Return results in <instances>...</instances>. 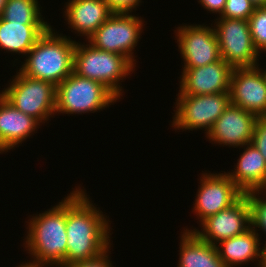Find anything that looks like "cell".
<instances>
[{
  "instance_id": "25",
  "label": "cell",
  "mask_w": 266,
  "mask_h": 267,
  "mask_svg": "<svg viewBox=\"0 0 266 267\" xmlns=\"http://www.w3.org/2000/svg\"><path fill=\"white\" fill-rule=\"evenodd\" d=\"M255 6L250 0H226L221 18L248 20Z\"/></svg>"
},
{
  "instance_id": "29",
  "label": "cell",
  "mask_w": 266,
  "mask_h": 267,
  "mask_svg": "<svg viewBox=\"0 0 266 267\" xmlns=\"http://www.w3.org/2000/svg\"><path fill=\"white\" fill-rule=\"evenodd\" d=\"M198 2L208 11H212V13L216 12V14L218 12L220 14L219 16H221L226 4V0H199Z\"/></svg>"
},
{
  "instance_id": "12",
  "label": "cell",
  "mask_w": 266,
  "mask_h": 267,
  "mask_svg": "<svg viewBox=\"0 0 266 267\" xmlns=\"http://www.w3.org/2000/svg\"><path fill=\"white\" fill-rule=\"evenodd\" d=\"M177 28V44L184 68H197L221 59L214 27L183 25Z\"/></svg>"
},
{
  "instance_id": "10",
  "label": "cell",
  "mask_w": 266,
  "mask_h": 267,
  "mask_svg": "<svg viewBox=\"0 0 266 267\" xmlns=\"http://www.w3.org/2000/svg\"><path fill=\"white\" fill-rule=\"evenodd\" d=\"M201 177L193 207L198 219H201L200 223L209 216L229 208L244 195L226 172L204 173Z\"/></svg>"
},
{
  "instance_id": "20",
  "label": "cell",
  "mask_w": 266,
  "mask_h": 267,
  "mask_svg": "<svg viewBox=\"0 0 266 267\" xmlns=\"http://www.w3.org/2000/svg\"><path fill=\"white\" fill-rule=\"evenodd\" d=\"M49 27L48 23H17L0 17V47L6 52L27 55Z\"/></svg>"
},
{
  "instance_id": "24",
  "label": "cell",
  "mask_w": 266,
  "mask_h": 267,
  "mask_svg": "<svg viewBox=\"0 0 266 267\" xmlns=\"http://www.w3.org/2000/svg\"><path fill=\"white\" fill-rule=\"evenodd\" d=\"M261 192L264 193L263 190H260L251 191L244 195L247 197L250 206L251 228L256 231V228L258 227L266 233V198L258 196L259 194H262Z\"/></svg>"
},
{
  "instance_id": "33",
  "label": "cell",
  "mask_w": 266,
  "mask_h": 267,
  "mask_svg": "<svg viewBox=\"0 0 266 267\" xmlns=\"http://www.w3.org/2000/svg\"><path fill=\"white\" fill-rule=\"evenodd\" d=\"M19 267H41V266L33 265V264H30V263L27 262L25 264L19 265Z\"/></svg>"
},
{
  "instance_id": "16",
  "label": "cell",
  "mask_w": 266,
  "mask_h": 267,
  "mask_svg": "<svg viewBox=\"0 0 266 267\" xmlns=\"http://www.w3.org/2000/svg\"><path fill=\"white\" fill-rule=\"evenodd\" d=\"M40 122L16 109L0 94V153L22 144Z\"/></svg>"
},
{
  "instance_id": "27",
  "label": "cell",
  "mask_w": 266,
  "mask_h": 267,
  "mask_svg": "<svg viewBox=\"0 0 266 267\" xmlns=\"http://www.w3.org/2000/svg\"><path fill=\"white\" fill-rule=\"evenodd\" d=\"M112 13H131L140 0H105ZM133 9V10H132Z\"/></svg>"
},
{
  "instance_id": "18",
  "label": "cell",
  "mask_w": 266,
  "mask_h": 267,
  "mask_svg": "<svg viewBox=\"0 0 266 267\" xmlns=\"http://www.w3.org/2000/svg\"><path fill=\"white\" fill-rule=\"evenodd\" d=\"M233 172L226 173L245 194L251 191H266V162L260 151L251 143L245 145ZM266 195V192L265 194Z\"/></svg>"
},
{
  "instance_id": "28",
  "label": "cell",
  "mask_w": 266,
  "mask_h": 267,
  "mask_svg": "<svg viewBox=\"0 0 266 267\" xmlns=\"http://www.w3.org/2000/svg\"><path fill=\"white\" fill-rule=\"evenodd\" d=\"M109 249L93 259L76 262L69 267H112V261L108 258Z\"/></svg>"
},
{
  "instance_id": "4",
  "label": "cell",
  "mask_w": 266,
  "mask_h": 267,
  "mask_svg": "<svg viewBox=\"0 0 266 267\" xmlns=\"http://www.w3.org/2000/svg\"><path fill=\"white\" fill-rule=\"evenodd\" d=\"M134 67L135 65L120 54L99 50L91 44L81 45L76 42L73 72L103 84L118 99L123 95L119 82L130 75Z\"/></svg>"
},
{
  "instance_id": "1",
  "label": "cell",
  "mask_w": 266,
  "mask_h": 267,
  "mask_svg": "<svg viewBox=\"0 0 266 267\" xmlns=\"http://www.w3.org/2000/svg\"><path fill=\"white\" fill-rule=\"evenodd\" d=\"M79 187L66 197L67 254L64 267L98 257L109 249V220Z\"/></svg>"
},
{
  "instance_id": "5",
  "label": "cell",
  "mask_w": 266,
  "mask_h": 267,
  "mask_svg": "<svg viewBox=\"0 0 266 267\" xmlns=\"http://www.w3.org/2000/svg\"><path fill=\"white\" fill-rule=\"evenodd\" d=\"M117 100L103 84L72 72L56 86L55 113H94Z\"/></svg>"
},
{
  "instance_id": "11",
  "label": "cell",
  "mask_w": 266,
  "mask_h": 267,
  "mask_svg": "<svg viewBox=\"0 0 266 267\" xmlns=\"http://www.w3.org/2000/svg\"><path fill=\"white\" fill-rule=\"evenodd\" d=\"M202 231H193L204 242L218 245L221 241L241 235L251 228L250 206L247 197L243 195L229 208L209 216L201 222ZM218 242V243H217Z\"/></svg>"
},
{
  "instance_id": "19",
  "label": "cell",
  "mask_w": 266,
  "mask_h": 267,
  "mask_svg": "<svg viewBox=\"0 0 266 267\" xmlns=\"http://www.w3.org/2000/svg\"><path fill=\"white\" fill-rule=\"evenodd\" d=\"M217 246L220 258L226 267H233L259 259L258 266H263V248L260 249L259 234L252 228L241 235L223 240ZM222 248V249H221Z\"/></svg>"
},
{
  "instance_id": "31",
  "label": "cell",
  "mask_w": 266,
  "mask_h": 267,
  "mask_svg": "<svg viewBox=\"0 0 266 267\" xmlns=\"http://www.w3.org/2000/svg\"><path fill=\"white\" fill-rule=\"evenodd\" d=\"M8 0H0V17L2 15V12L4 10L5 4Z\"/></svg>"
},
{
  "instance_id": "32",
  "label": "cell",
  "mask_w": 266,
  "mask_h": 267,
  "mask_svg": "<svg viewBox=\"0 0 266 267\" xmlns=\"http://www.w3.org/2000/svg\"><path fill=\"white\" fill-rule=\"evenodd\" d=\"M263 266L262 267H266V243L263 246Z\"/></svg>"
},
{
  "instance_id": "3",
  "label": "cell",
  "mask_w": 266,
  "mask_h": 267,
  "mask_svg": "<svg viewBox=\"0 0 266 267\" xmlns=\"http://www.w3.org/2000/svg\"><path fill=\"white\" fill-rule=\"evenodd\" d=\"M53 31L50 26L39 37L19 70L28 77L57 86L73 72L76 41Z\"/></svg>"
},
{
  "instance_id": "7",
  "label": "cell",
  "mask_w": 266,
  "mask_h": 267,
  "mask_svg": "<svg viewBox=\"0 0 266 267\" xmlns=\"http://www.w3.org/2000/svg\"><path fill=\"white\" fill-rule=\"evenodd\" d=\"M143 20L130 13L112 15L87 39L93 47L120 54L133 65V49L142 33Z\"/></svg>"
},
{
  "instance_id": "8",
  "label": "cell",
  "mask_w": 266,
  "mask_h": 267,
  "mask_svg": "<svg viewBox=\"0 0 266 267\" xmlns=\"http://www.w3.org/2000/svg\"><path fill=\"white\" fill-rule=\"evenodd\" d=\"M172 126L178 130L205 129V133L230 105V93L178 95Z\"/></svg>"
},
{
  "instance_id": "13",
  "label": "cell",
  "mask_w": 266,
  "mask_h": 267,
  "mask_svg": "<svg viewBox=\"0 0 266 267\" xmlns=\"http://www.w3.org/2000/svg\"><path fill=\"white\" fill-rule=\"evenodd\" d=\"M258 66L233 68L230 101L257 117H266V75Z\"/></svg>"
},
{
  "instance_id": "6",
  "label": "cell",
  "mask_w": 266,
  "mask_h": 267,
  "mask_svg": "<svg viewBox=\"0 0 266 267\" xmlns=\"http://www.w3.org/2000/svg\"><path fill=\"white\" fill-rule=\"evenodd\" d=\"M14 77L0 94L19 111L45 123L55 113L56 86L28 77L20 70Z\"/></svg>"
},
{
  "instance_id": "17",
  "label": "cell",
  "mask_w": 266,
  "mask_h": 267,
  "mask_svg": "<svg viewBox=\"0 0 266 267\" xmlns=\"http://www.w3.org/2000/svg\"><path fill=\"white\" fill-rule=\"evenodd\" d=\"M64 12L70 28L87 39L112 15L105 0H69Z\"/></svg>"
},
{
  "instance_id": "2",
  "label": "cell",
  "mask_w": 266,
  "mask_h": 267,
  "mask_svg": "<svg viewBox=\"0 0 266 267\" xmlns=\"http://www.w3.org/2000/svg\"><path fill=\"white\" fill-rule=\"evenodd\" d=\"M28 223L24 244L34 258L29 263L41 267H64L67 254L66 198L39 216H33Z\"/></svg>"
},
{
  "instance_id": "26",
  "label": "cell",
  "mask_w": 266,
  "mask_h": 267,
  "mask_svg": "<svg viewBox=\"0 0 266 267\" xmlns=\"http://www.w3.org/2000/svg\"><path fill=\"white\" fill-rule=\"evenodd\" d=\"M253 144L263 156L266 162V117H258L252 135Z\"/></svg>"
},
{
  "instance_id": "21",
  "label": "cell",
  "mask_w": 266,
  "mask_h": 267,
  "mask_svg": "<svg viewBox=\"0 0 266 267\" xmlns=\"http://www.w3.org/2000/svg\"><path fill=\"white\" fill-rule=\"evenodd\" d=\"M179 248L178 267H226L217 246L204 242L193 231L184 229Z\"/></svg>"
},
{
  "instance_id": "14",
  "label": "cell",
  "mask_w": 266,
  "mask_h": 267,
  "mask_svg": "<svg viewBox=\"0 0 266 267\" xmlns=\"http://www.w3.org/2000/svg\"><path fill=\"white\" fill-rule=\"evenodd\" d=\"M233 68L223 59L197 68H183L177 95L229 92Z\"/></svg>"
},
{
  "instance_id": "15",
  "label": "cell",
  "mask_w": 266,
  "mask_h": 267,
  "mask_svg": "<svg viewBox=\"0 0 266 267\" xmlns=\"http://www.w3.org/2000/svg\"><path fill=\"white\" fill-rule=\"evenodd\" d=\"M257 116L230 103L206 134L219 145L242 146L251 143Z\"/></svg>"
},
{
  "instance_id": "30",
  "label": "cell",
  "mask_w": 266,
  "mask_h": 267,
  "mask_svg": "<svg viewBox=\"0 0 266 267\" xmlns=\"http://www.w3.org/2000/svg\"><path fill=\"white\" fill-rule=\"evenodd\" d=\"M250 2L257 7H266V0H250Z\"/></svg>"
},
{
  "instance_id": "23",
  "label": "cell",
  "mask_w": 266,
  "mask_h": 267,
  "mask_svg": "<svg viewBox=\"0 0 266 267\" xmlns=\"http://www.w3.org/2000/svg\"><path fill=\"white\" fill-rule=\"evenodd\" d=\"M254 47L260 51H266V7L255 8L248 19Z\"/></svg>"
},
{
  "instance_id": "22",
  "label": "cell",
  "mask_w": 266,
  "mask_h": 267,
  "mask_svg": "<svg viewBox=\"0 0 266 267\" xmlns=\"http://www.w3.org/2000/svg\"><path fill=\"white\" fill-rule=\"evenodd\" d=\"M1 18L17 23H47L40 13L38 0H8Z\"/></svg>"
},
{
  "instance_id": "9",
  "label": "cell",
  "mask_w": 266,
  "mask_h": 267,
  "mask_svg": "<svg viewBox=\"0 0 266 267\" xmlns=\"http://www.w3.org/2000/svg\"><path fill=\"white\" fill-rule=\"evenodd\" d=\"M215 24L221 59L232 68L257 66L260 55L254 47L248 20L219 17Z\"/></svg>"
}]
</instances>
